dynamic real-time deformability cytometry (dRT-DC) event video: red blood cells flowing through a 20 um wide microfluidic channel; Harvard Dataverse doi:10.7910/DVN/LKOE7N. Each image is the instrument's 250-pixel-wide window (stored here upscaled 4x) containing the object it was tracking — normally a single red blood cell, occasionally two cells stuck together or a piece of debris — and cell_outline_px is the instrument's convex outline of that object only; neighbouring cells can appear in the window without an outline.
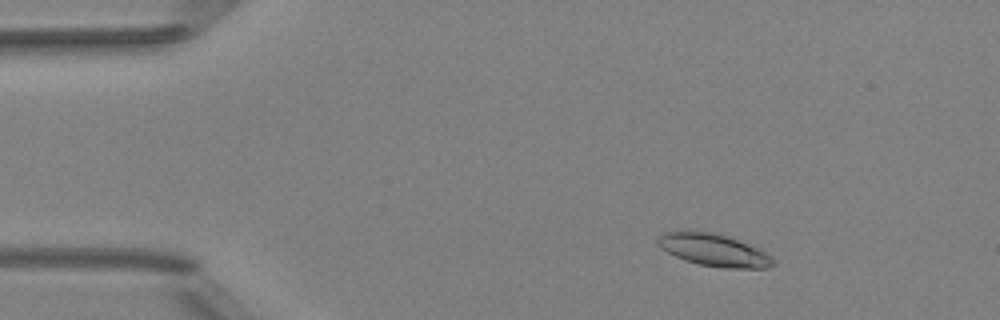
{"species": "Egyptian fruit bat (a non-hibernating species)", "species_latin": "Rousettus aegyptiacus", "temperature_condition": "room temperature", "stored_images_in_passage": 4, "camera_frame_rate_fps": 3000, "um_per_image_px": 0.085, "animal": {"sex": "female"}, "frame": {"image": 1, "passage_image": 2, "time_ms": 0.333, "image_size_px": [1000, 320], "cell_outline_px": [[772, 264], [768, 268], [720, 268], [700, 264], [684, 260], [660, 248], [656, 244], [660, 236], [664, 232], [712, 232], [760, 248], [772, 260]], "centroid_in_image_um": [60.65, 21.27], "position_along_channel_um": 24.4, "area_um2": 21.1}}